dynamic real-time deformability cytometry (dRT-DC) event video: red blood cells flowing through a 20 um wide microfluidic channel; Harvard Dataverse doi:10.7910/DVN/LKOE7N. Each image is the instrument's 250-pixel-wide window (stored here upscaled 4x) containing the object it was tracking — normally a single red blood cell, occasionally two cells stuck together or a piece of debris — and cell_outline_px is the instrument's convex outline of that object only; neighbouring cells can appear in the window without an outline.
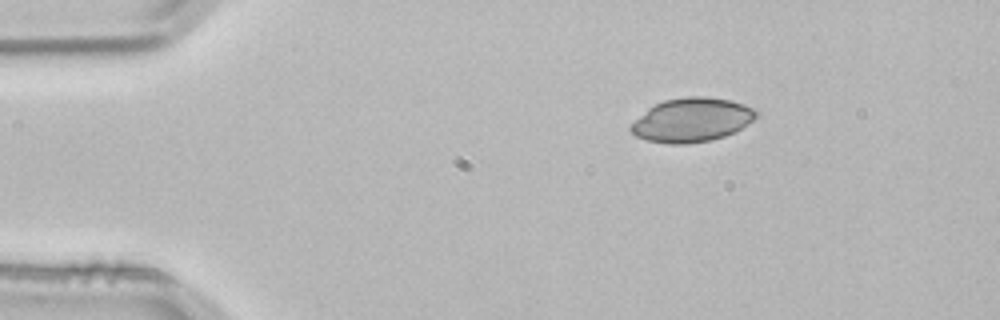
{"species": "common noctule bat (a hibernating species)", "species_latin": "Nyctalus noctula", "temperature_condition": "room temperature", "stored_images_in_passage": 3, "camera_frame_rate_fps": 3000, "um_per_image_px": 0.085, "animal": {"sex": "male", "body_mass_g": 21.5, "forearm_length_mm": 52.0}, "frame": {"image": 1, "passage_image": 1, "time_ms": 0.0, "image_size_px": [1000, 320], "cell_outline_px": [[760, 112], [752, 120], [736, 132], [712, 140], [688, 144], [668, 144], [648, 140], [636, 136], [628, 128], [648, 108], [664, 100], [688, 96], [704, 96], [728, 100], [744, 104]], "centroid_in_image_um": [58.81, 10.2], "position_along_channel_um": 26.2, "area_um2": 31.96}}